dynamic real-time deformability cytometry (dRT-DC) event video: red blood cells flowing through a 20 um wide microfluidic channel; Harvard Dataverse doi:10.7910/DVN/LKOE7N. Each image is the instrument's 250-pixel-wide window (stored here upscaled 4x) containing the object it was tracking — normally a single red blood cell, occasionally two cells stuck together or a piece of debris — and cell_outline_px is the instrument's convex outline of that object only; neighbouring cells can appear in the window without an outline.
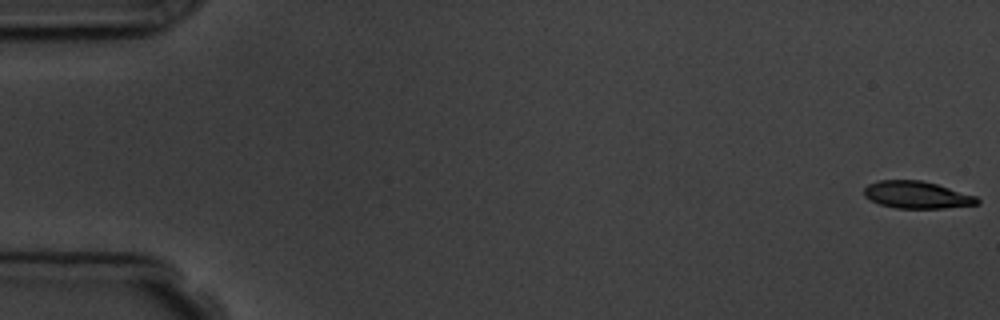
{"species": "common noctule bat (a hibernating species)", "species_latin": "Nyctalus noctula", "temperature_condition": "room temperature", "stored_images_in_passage": 5, "camera_frame_rate_fps": 3000, "um_per_image_px": 0.085, "animal": {"sex": "male", "body_mass_g": 19.5, "forearm_length_mm": 54.6}, "frame": {"image": 1, "passage_image": 1, "time_ms": 0.0, "image_size_px": [1000, 320], "cell_outline_px": [[980, 204], [944, 208], [896, 208], [880, 204], [864, 196], [864, 188], [868, 184], [880, 180], [920, 180], [936, 184], [976, 196], [980, 200]], "centroid_in_image_um": [77.94, 16.56], "position_along_channel_um": 7.1, "area_um2": 17.8}}
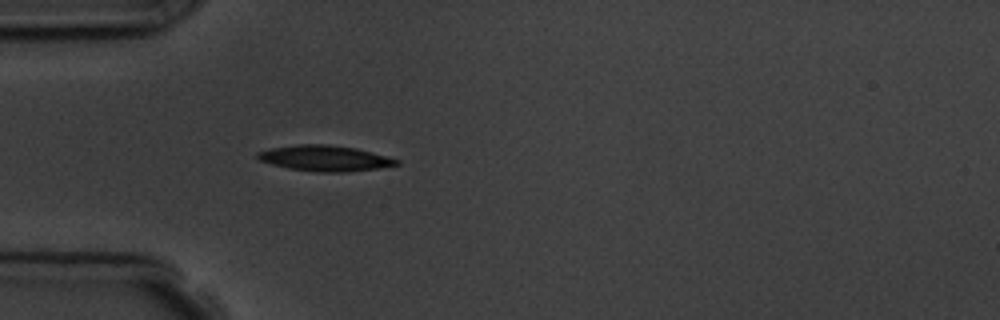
{"frame": {"image": 2, "passage_image": 5, "time_ms": 5.333, "image_size_px": [1000, 320], "cell_outline_px": [[400, 164], [376, 168], [344, 172], [316, 172], [288, 168], [272, 164], [260, 160], [256, 156], [256, 152], [272, 148], [296, 144], [328, 144], [356, 148], [400, 160]], "centroid_in_image_um": [27.59, 13.44], "position_along_channel_um": 57.4, "area_um2": 20.63}}